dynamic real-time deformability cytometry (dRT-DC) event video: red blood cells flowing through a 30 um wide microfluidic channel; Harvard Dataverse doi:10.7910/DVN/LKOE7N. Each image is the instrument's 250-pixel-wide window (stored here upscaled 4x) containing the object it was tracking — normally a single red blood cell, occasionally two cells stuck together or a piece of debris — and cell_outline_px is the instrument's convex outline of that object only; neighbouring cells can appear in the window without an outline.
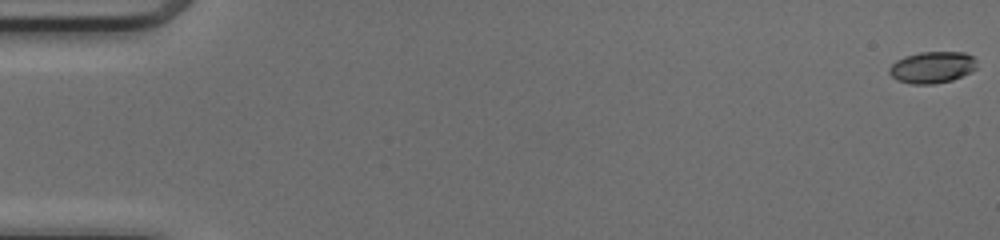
{"species": "common noctule bat (a hibernating species)", "species_latin": "Nyctalus noctula", "temperature_condition": "cold", "stored_images_in_passage": 13, "camera_frame_rate_fps": 3000, "um_per_image_px": 0.085, "animal": {"sex": "female", "body_mass_g": 17.0, "forearm_length_mm": 48.0}, "frame": {"image": 1, "passage_image": 1, "time_ms": 0.0, "image_size_px": [1000, 240], "cell_outline_px": [[976, 68], [972, 72], [952, 80], [932, 84], [912, 84], [896, 80], [888, 72], [888, 68], [896, 60], [904, 56], [920, 52], [964, 52], [972, 56], [976, 60]], "centroid_in_image_um": [79.23, 5.72], "position_along_channel_um": 5.8, "area_um2": 16.24}}